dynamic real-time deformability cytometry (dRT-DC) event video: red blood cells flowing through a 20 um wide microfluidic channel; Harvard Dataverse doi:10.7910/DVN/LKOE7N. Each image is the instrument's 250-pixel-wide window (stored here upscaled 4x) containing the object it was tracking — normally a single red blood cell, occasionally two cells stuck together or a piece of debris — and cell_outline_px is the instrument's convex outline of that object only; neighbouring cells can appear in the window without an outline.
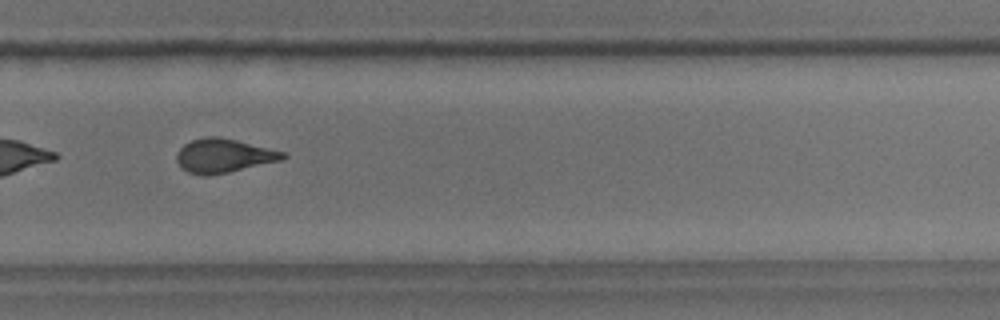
{"species": "common noctule bat (a hibernating species)", "species_latin": "Nyctalus noctula", "temperature_condition": "room temperature", "stored_images_in_passage": 47, "camera_frame_rate_fps": 3000, "um_per_image_px": 0.085, "animal": {"sex": "male", "body_mass_g": 18.8}, "frame": {"image": 1, "passage_image": 30, "time_ms": 9.667, "image_size_px": [1000, 320], "cell_outline_px": [[288, 156], [284, 160], [228, 172], [208, 176], [204, 176], [188, 172], [180, 168], [176, 160], [176, 152], [184, 144], [192, 140], [204, 136], [220, 136], [284, 152]], "centroid_in_image_um": [18.98, 13.24], "position_along_channel_um": 310.8, "area_um2": 21.15}}
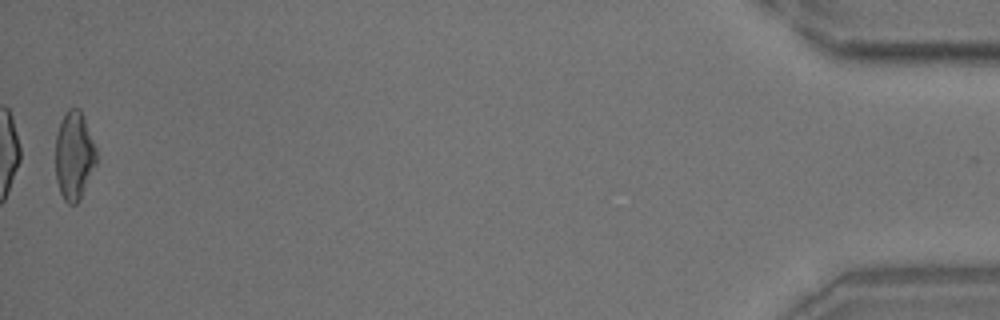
{"frame": {"image": 2, "passage_image": 47, "time_ms": 15.333, "image_size_px": [1000, 320], "cell_outline_px": [[96, 164], [80, 200], [76, 204], [68, 204], [64, 200], [60, 192], [56, 180], [56, 132], [60, 120], [64, 112], [68, 108], [80, 108], [84, 116], [96, 148]], "centroid_in_image_um": [6.29, 13.2], "position_along_channel_um": 428.9, "area_um2": 21.33}, "authors_computed_cell_mechanics": {"area_um2": 21.3282, "velocity_mm_per_s": 3.7219, "shape_relaxation_time_tau1_ms": 6.6199, "shape_relaxation_time_tau2_ms": 1.3671, "deformation_change_tau1": 0.1678, "deformation_change_tau2": 0.0915}}